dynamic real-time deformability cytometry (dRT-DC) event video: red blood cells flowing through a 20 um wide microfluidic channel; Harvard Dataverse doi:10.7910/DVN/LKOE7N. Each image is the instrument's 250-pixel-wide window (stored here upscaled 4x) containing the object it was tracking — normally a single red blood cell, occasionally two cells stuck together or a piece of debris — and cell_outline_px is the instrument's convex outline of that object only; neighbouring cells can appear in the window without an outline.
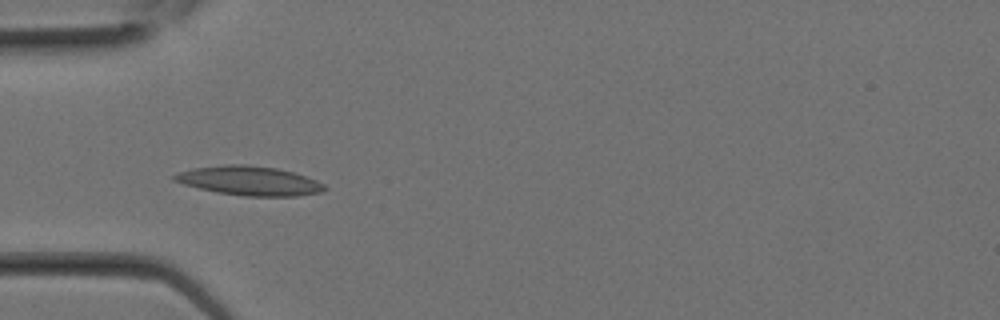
{"species": "Egyptian fruit bat (a non-hibernating species)", "species_latin": "Rousettus aegyptiacus", "temperature_condition": "room temperature", "stored_images_in_passage": 12, "camera_frame_rate_fps": 3000, "um_per_image_px": 0.085, "animal": {"sex": "female"}, "frame": {"image": 1, "passage_image": 9, "time_ms": 2.667, "image_size_px": [1000, 320], "cell_outline_px": [[328, 188], [320, 192], [296, 196], [244, 196], [216, 192], [184, 184], [172, 180], [172, 176], [176, 172], [192, 168], [224, 164], [244, 164], [276, 168], [292, 172], [316, 180], [324, 184]], "centroid_in_image_um": [21.15, 15.36], "position_along_channel_um": 63.8, "area_um2": 25.55}}
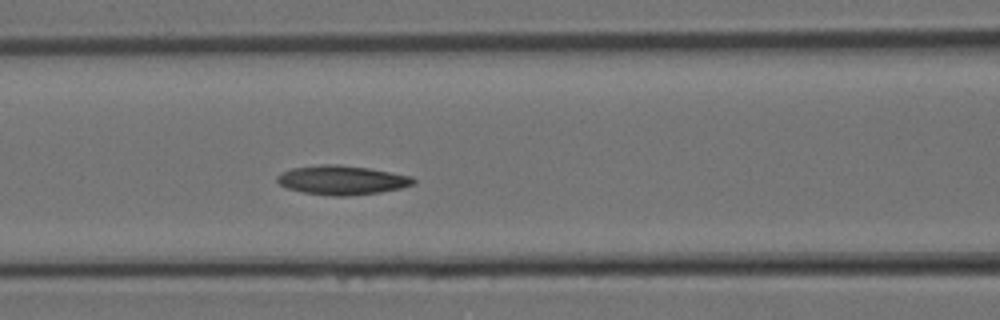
{"frame": {"image": 2, "passage_image": 12, "time_ms": 3.667, "image_size_px": [1000, 320], "cell_outline_px": [[416, 180], [412, 184], [400, 188], [380, 192], [348, 196], [332, 196], [304, 192], [288, 188], [280, 184], [276, 180], [276, 176], [280, 172], [292, 168], [324, 164], [336, 164], [368, 168], [412, 176]], "centroid_in_image_um": [29.04, 15.3], "position_along_channel_um": 137.6, "area_um2": 23.0}}